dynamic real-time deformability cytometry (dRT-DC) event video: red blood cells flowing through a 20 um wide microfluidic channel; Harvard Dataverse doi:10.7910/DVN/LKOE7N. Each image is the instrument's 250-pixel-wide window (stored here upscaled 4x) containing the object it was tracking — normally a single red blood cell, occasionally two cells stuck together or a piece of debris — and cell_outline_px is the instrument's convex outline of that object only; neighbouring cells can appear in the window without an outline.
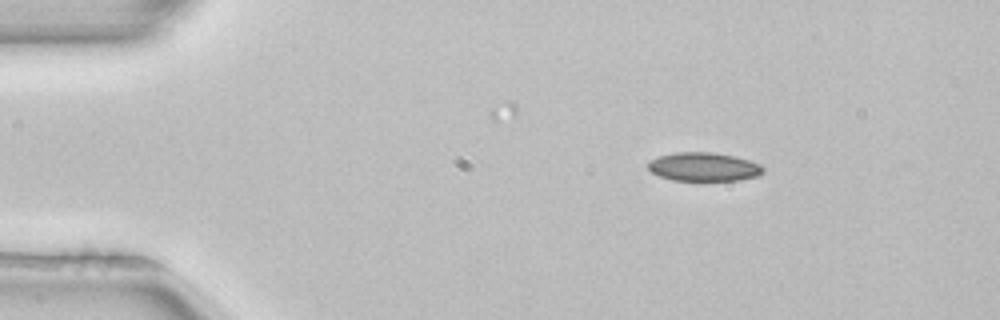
{"species": "common noctule bat (a hibernating species)", "species_latin": "Nyctalus noctula", "temperature_condition": "room temperature", "stored_images_in_passage": 3, "camera_frame_rate_fps": 3000, "um_per_image_px": 0.085, "animal": {"sex": "female", "body_mass_g": 22.7, "forearm_length_mm": 54.2}, "frame": {"image": 1, "passage_image": 1, "time_ms": 0.0, "image_size_px": [1000, 320], "cell_outline_px": [[764, 172], [756, 176], [736, 180], [672, 180], [660, 176], [652, 172], [648, 168], [648, 164], [652, 160], [660, 156], [676, 152], [712, 152], [732, 156], [748, 160], [760, 164], [764, 168]], "centroid_in_image_um": [59.82, 14.18], "position_along_channel_um": 25.2, "area_um2": 18.9}}
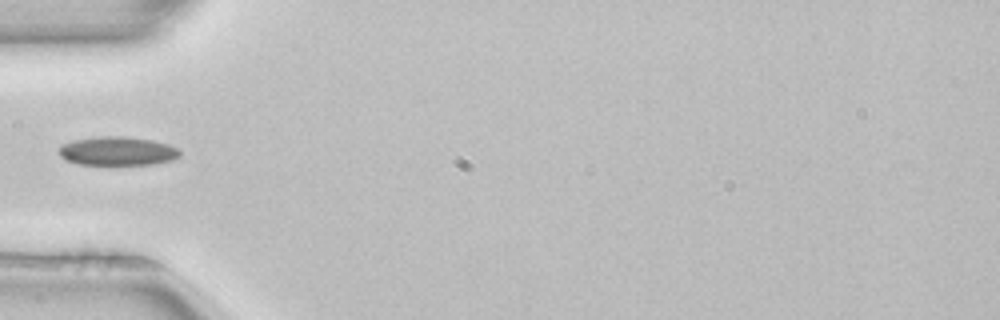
{"frame": {"image": 2, "passage_image": 3, "time_ms": 0.667, "image_size_px": [1000, 320], "cell_outline_px": [[180, 156], [172, 160], [152, 164], [108, 168], [80, 164], [68, 160], [60, 156], [60, 148], [64, 144], [72, 140], [100, 136], [124, 136], [152, 140], [168, 144], [176, 148], [180, 152]], "centroid_in_image_um": [9.99, 12.89], "position_along_channel_um": 75.0, "area_um2": 21.04}}